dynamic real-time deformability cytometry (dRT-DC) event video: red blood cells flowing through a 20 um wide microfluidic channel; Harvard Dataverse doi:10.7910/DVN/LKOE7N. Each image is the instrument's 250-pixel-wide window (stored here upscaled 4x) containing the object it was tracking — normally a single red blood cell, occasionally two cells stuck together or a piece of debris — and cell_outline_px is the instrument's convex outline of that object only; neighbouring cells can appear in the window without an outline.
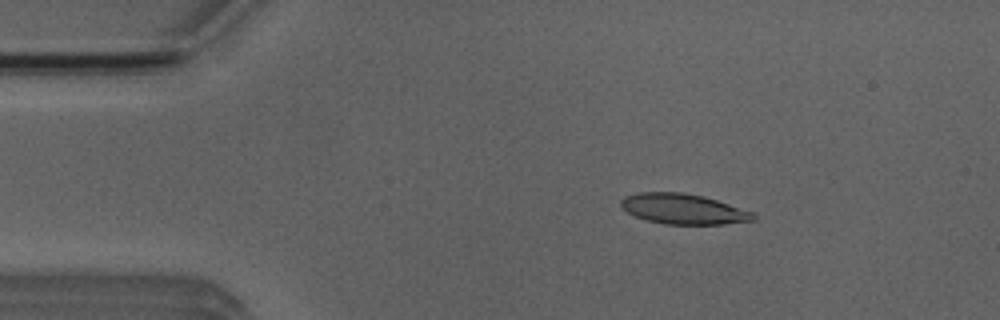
{"species": "Egyptian fruit bat (a non-hibernating species)", "species_latin": "Rousettus aegyptiacus", "temperature_condition": "room temperature", "stored_images_in_passage": 51, "camera_frame_rate_fps": 3000, "um_per_image_px": 0.085, "animal": {"sex": "male"}, "frame": {"image": 1, "passage_image": 8, "time_ms": 2.333, "image_size_px": [1000, 320], "cell_outline_px": [[756, 220], [724, 224], [664, 224], [648, 220], [636, 216], [620, 208], [620, 200], [624, 196], [636, 192], [684, 192], [704, 196], [756, 212]], "centroid_in_image_um": [58.1, 17.75], "position_along_channel_um": 26.9, "area_um2": 23.7}}
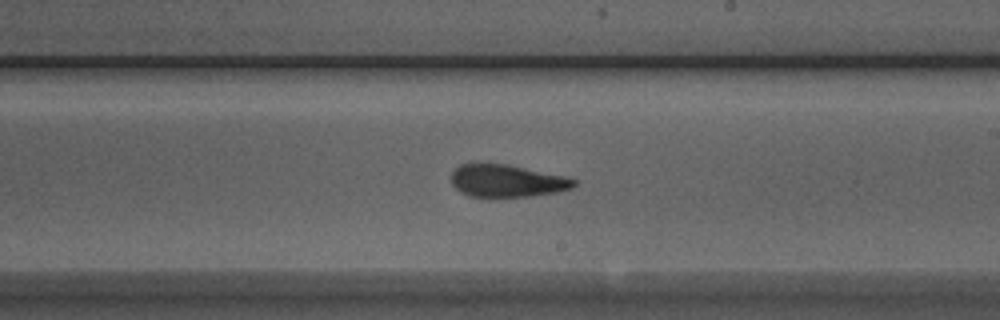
{"frame": {"image": 2, "passage_image": 29, "time_ms": 9.333, "image_size_px": [1000, 320], "cell_outline_px": [[576, 184], [572, 188], [556, 192], [532, 196], [468, 196], [460, 192], [452, 184], [452, 172], [460, 164], [508, 164], [568, 176], [576, 180]], "centroid_in_image_um": [43.13, 15.36], "position_along_channel_um": 245.9, "area_um2": 23.12}}
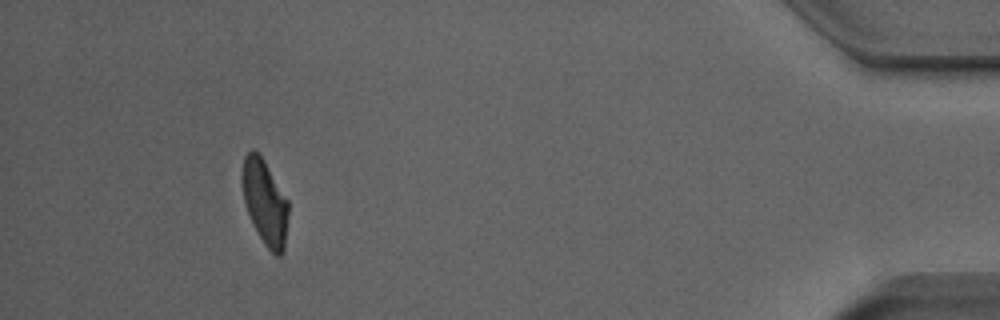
{"frame": {"image": 3, "passage_image": 47, "time_ms": 15.333, "image_size_px": [1000, 320], "cell_outline_px": [[288, 212], [284, 252], [280, 256], [276, 256], [264, 244], [248, 212], [244, 200], [240, 176], [244, 156], [252, 148], [264, 160], [288, 200]], "centroid_in_image_um": [22.51, 17.17], "position_along_channel_um": 412.7, "area_um2": 22.72}, "authors_computed_cell_mechanics": {"area_um2": 23.987, "velocity_mm_per_s": 3.9363, "shape_relaxation_time_tau1_ms": 7.2444, "shape_relaxation_time_tau2_ms": 2.2552, "deformation_change_tau1": 0.2219, "deformation_change_tau2": 0.101}}